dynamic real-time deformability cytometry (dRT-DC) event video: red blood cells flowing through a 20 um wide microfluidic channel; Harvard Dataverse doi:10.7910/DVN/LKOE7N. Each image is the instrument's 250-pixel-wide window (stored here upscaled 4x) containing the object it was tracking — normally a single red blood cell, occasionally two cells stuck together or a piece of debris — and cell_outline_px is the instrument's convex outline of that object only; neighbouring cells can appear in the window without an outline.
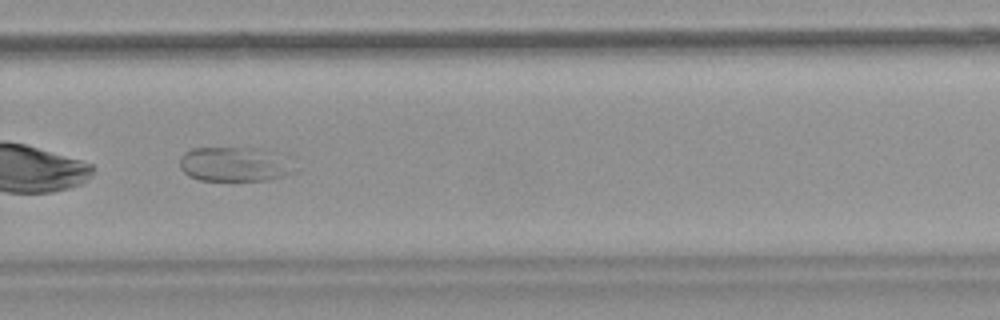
{"species": "common noctule bat (a hibernating species)", "species_latin": "Nyctalus noctula", "temperature_condition": "warm", "stored_images_in_passage": 50, "camera_frame_rate_fps": 3000, "um_per_image_px": 0.085, "animal": {"sex": "female", "body_mass_g": 18.4}, "frame": {"image": 1, "passage_image": 35, "time_ms": 11.333, "image_size_px": [1000, 320], "cell_outline_px": [[300, 168], [296, 172], [284, 176], [268, 180], [200, 180], [188, 176], [180, 168], [180, 156], [184, 152], [192, 148], [264, 148], [272, 152]], "centroid_in_image_um": [19.95, 13.96], "position_along_channel_um": 309.9, "area_um2": 23.24}}